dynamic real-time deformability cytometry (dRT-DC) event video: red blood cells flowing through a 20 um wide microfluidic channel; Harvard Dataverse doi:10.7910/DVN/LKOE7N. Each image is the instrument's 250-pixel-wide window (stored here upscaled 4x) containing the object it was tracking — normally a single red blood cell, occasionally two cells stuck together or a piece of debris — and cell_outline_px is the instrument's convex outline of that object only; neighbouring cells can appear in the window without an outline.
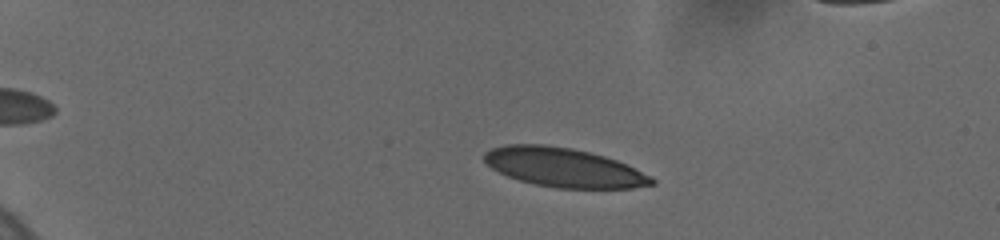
{"species": "human", "species_latin": "Homo sapiens", "temperature_condition": "cold", "stored_images_in_passage": 14, "camera_frame_rate_fps": 3000, "um_per_image_px": 0.085, "donor": {"sex": "female"}, "frame": {"image": 1, "passage_image": 5, "time_ms": 2.667, "image_size_px": [1000, 240], "cell_outline_px": [[656, 184], [632, 188], [556, 188], [536, 184], [520, 180], [508, 176], [492, 168], [484, 160], [484, 152], [492, 148], [504, 144], [544, 144], [572, 148], [604, 156], [616, 160], [652, 176], [656, 180]], "centroid_in_image_um": [47.93, 14.23], "position_along_channel_um": 37.1, "area_um2": 38.03}}
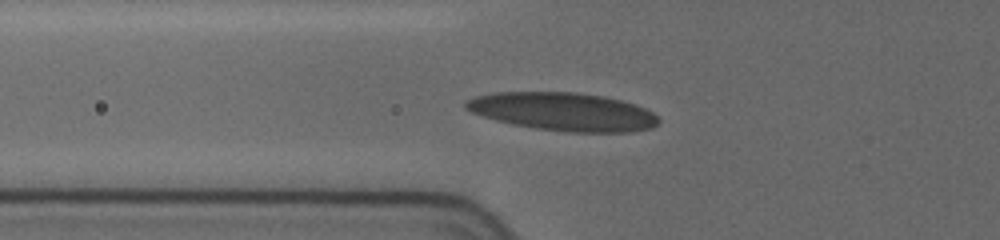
{"frame": {"image": 2, "passage_image": 10, "time_ms": 6.0, "image_size_px": [1000, 240], "cell_outline_px": [[660, 120], [652, 128], [632, 132], [564, 132], [536, 128], [512, 124], [496, 120], [472, 112], [464, 108], [464, 104], [468, 100], [476, 96], [496, 92], [576, 92], [604, 96], [636, 104], [652, 112]], "centroid_in_image_um": [47.89, 9.49], "position_along_channel_um": 77.9, "area_um2": 42.83}}
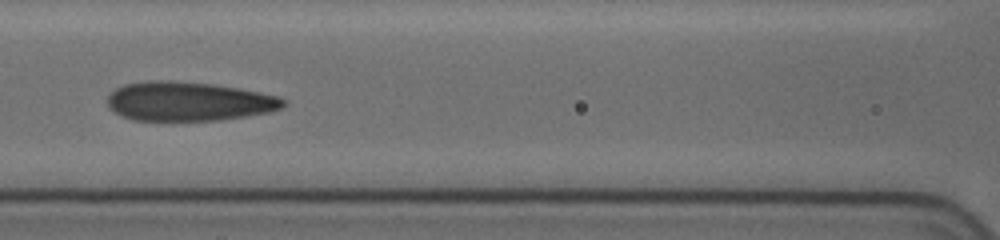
{"frame": {"image": 3, "passage_image": 13, "time_ms": 8.0, "image_size_px": [1000, 240], "cell_outline_px": [[284, 104], [280, 108], [268, 112], [220, 120], [132, 120], [108, 108], [108, 96], [116, 88], [124, 84], [148, 80], [168, 80], [208, 84], [236, 88], [276, 96], [284, 100]], "centroid_in_image_um": [15.96, 8.62], "position_along_channel_um": 150.6, "area_um2": 39.48}}